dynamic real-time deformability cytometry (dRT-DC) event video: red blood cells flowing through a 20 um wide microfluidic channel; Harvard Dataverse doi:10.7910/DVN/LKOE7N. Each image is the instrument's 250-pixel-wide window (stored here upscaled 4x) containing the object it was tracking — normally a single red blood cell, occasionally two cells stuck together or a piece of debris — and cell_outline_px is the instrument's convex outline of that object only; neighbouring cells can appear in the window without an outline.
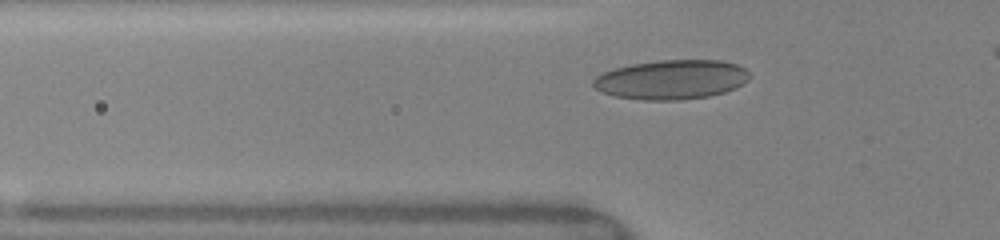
{"species": "human", "species_latin": "Homo sapiens", "temperature_condition": "warm", "stored_images_in_passage": 18, "camera_frame_rate_fps": 3000, "um_per_image_px": 0.085, "donor": {"sex": "female"}, "frame": {"image": 1, "passage_image": 8, "time_ms": 3.0, "image_size_px": [1000, 240], "cell_outline_px": [[748, 80], [736, 88], [724, 92], [708, 96], [680, 100], [644, 100], [616, 96], [604, 92], [596, 88], [592, 84], [592, 80], [596, 76], [604, 72], [616, 68], [632, 64], [660, 60], [724, 60], [736, 64], [744, 68], [748, 72]], "centroid_in_image_um": [57.09, 6.76], "position_along_channel_um": 68.7, "area_um2": 35.72}}
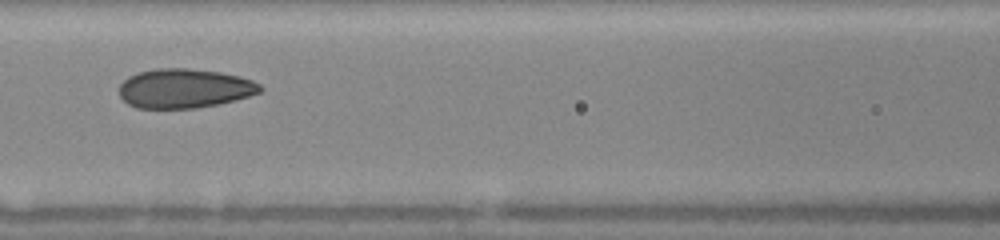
{"frame": {"image": 2, "passage_image": 13, "time_ms": 5.0, "image_size_px": [1000, 240], "cell_outline_px": [[264, 88], [260, 92], [236, 100], [220, 104], [196, 108], [136, 108], [128, 104], [120, 96], [120, 84], [128, 76], [140, 72], [156, 68], [188, 68], [220, 72], [240, 76], [252, 80], [260, 84]], "centroid_in_image_um": [15.7, 7.51], "position_along_channel_um": 150.9, "area_um2": 32.43}}
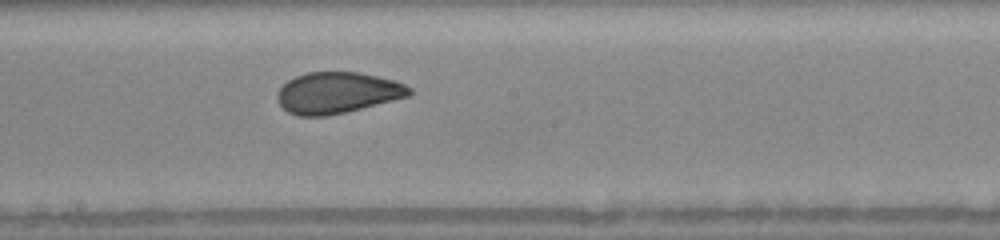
{"frame": {"image": 3, "passage_image": 18, "time_ms": 6.667, "image_size_px": [1000, 240], "cell_outline_px": [[412, 92], [408, 96], [344, 112], [324, 116], [296, 116], [288, 112], [280, 104], [276, 96], [276, 92], [288, 80], [296, 76], [308, 72], [360, 72], [392, 80], [404, 84], [412, 88]], "centroid_in_image_um": [28.63, 7.88], "position_along_channel_um": 219.6, "area_um2": 31.39}}